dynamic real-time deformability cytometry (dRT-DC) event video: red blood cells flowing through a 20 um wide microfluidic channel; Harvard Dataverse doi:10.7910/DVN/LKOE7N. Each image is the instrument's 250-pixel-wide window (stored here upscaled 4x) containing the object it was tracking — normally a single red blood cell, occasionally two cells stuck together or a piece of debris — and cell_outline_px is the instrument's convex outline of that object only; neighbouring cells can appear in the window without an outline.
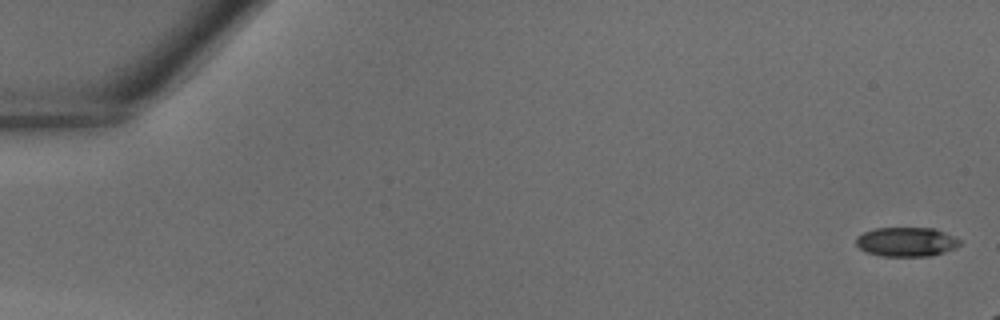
{"species": "common noctule bat (a hibernating species)", "species_latin": "Nyctalus noctula", "temperature_condition": "warm", "stored_images_in_passage": 12, "camera_frame_rate_fps": 3000, "um_per_image_px": 0.085, "animal": {"sex": "male", "body_mass_g": 18.8}, "frame": {"image": 1, "passage_image": 1, "time_ms": 0.0, "image_size_px": [1000, 320], "cell_outline_px": [[960, 244], [956, 248], [932, 256], [880, 256], [868, 252], [860, 248], [856, 244], [856, 236], [864, 232], [876, 228], [932, 228], [944, 232], [960, 240]], "centroid_in_image_um": [77.04, 20.56], "position_along_channel_um": 8.0, "area_um2": 17.63}}